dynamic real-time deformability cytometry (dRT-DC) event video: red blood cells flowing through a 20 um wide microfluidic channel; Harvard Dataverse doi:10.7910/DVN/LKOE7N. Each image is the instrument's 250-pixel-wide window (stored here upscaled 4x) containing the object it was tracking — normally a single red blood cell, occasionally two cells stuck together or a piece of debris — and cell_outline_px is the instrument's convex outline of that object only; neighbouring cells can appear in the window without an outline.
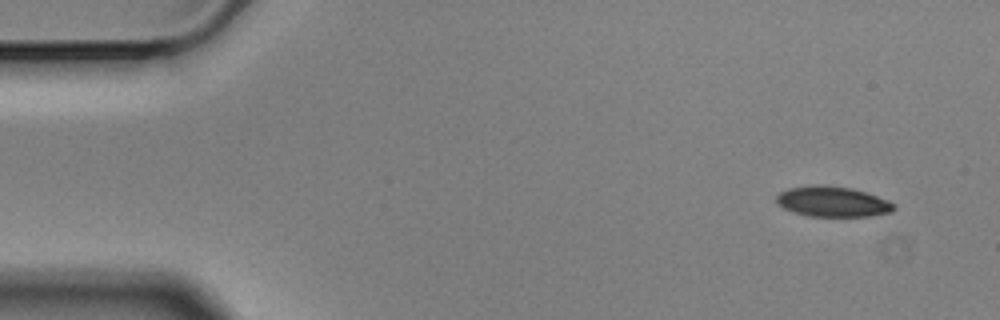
{"species": "Egyptian fruit bat (a non-hibernating species)", "species_latin": "Rousettus aegyptiacus", "temperature_condition": "cold", "stored_images_in_passage": 6, "segment_of_instrument_passage": [2, 2], "camera_frame_rate_fps": 3000, "um_per_image_px": 0.085, "animal": {"sex": "male"}, "frame": {"image": 1, "passage_image": 6, "time_ms": 1.667, "image_size_px": [1000, 320], "cell_outline_px": [[896, 208], [892, 212], [872, 216], [808, 216], [792, 212], [776, 204], [776, 196], [780, 192], [788, 188], [816, 184], [824, 184], [852, 188], [888, 200], [896, 204]], "centroid_in_image_um": [70.76, 17.13], "position_along_channel_um": 14.2, "area_um2": 21.04}}